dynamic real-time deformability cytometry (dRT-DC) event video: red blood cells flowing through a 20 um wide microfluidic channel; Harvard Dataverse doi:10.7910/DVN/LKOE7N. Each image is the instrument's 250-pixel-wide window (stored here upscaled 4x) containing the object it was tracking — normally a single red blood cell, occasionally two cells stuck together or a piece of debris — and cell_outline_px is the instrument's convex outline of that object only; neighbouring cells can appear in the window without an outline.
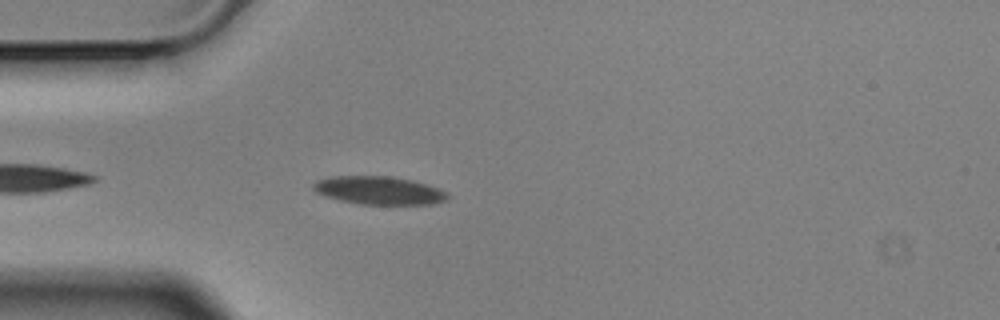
{"species": "Egyptian fruit bat (a non-hibernating species)", "species_latin": "Rousettus aegyptiacus", "temperature_condition": "cold", "stored_images_in_passage": 12, "camera_frame_rate_fps": 3000, "um_per_image_px": 0.085, "animal": {"sex": "male"}, "frame": {"image": 1, "passage_image": 4, "time_ms": 1.0, "image_size_px": [1000, 320], "cell_outline_px": [[448, 200], [432, 204], [360, 204], [340, 200], [324, 196], [316, 192], [312, 188], [312, 184], [316, 180], [332, 176], [388, 176], [412, 180], [428, 184], [440, 188], [448, 192]], "centroid_in_image_um": [32.22, 16.18], "position_along_channel_um": 52.8, "area_um2": 22.2}}
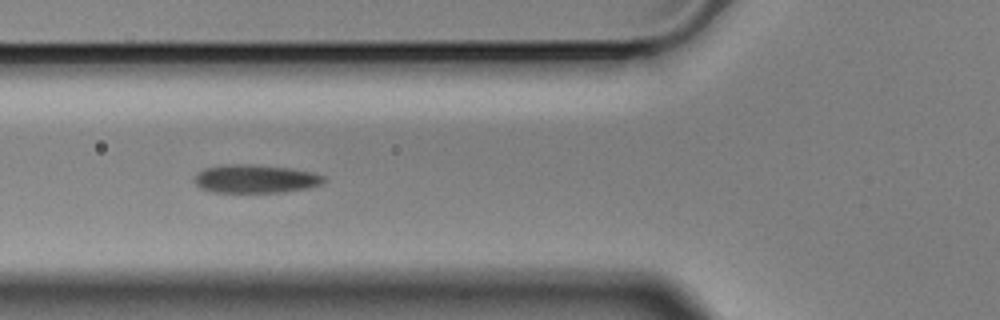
{"frame": {"image": 2, "passage_image": 9, "time_ms": 2.667, "image_size_px": [1000, 320], "cell_outline_px": [[328, 180], [320, 184], [308, 188], [284, 192], [208, 192], [200, 188], [196, 184], [196, 176], [204, 168], [228, 164], [252, 164], [288, 168], [312, 172], [324, 176]], "centroid_in_image_um": [21.73, 15.2], "position_along_channel_um": 104.1, "area_um2": 21.33}}